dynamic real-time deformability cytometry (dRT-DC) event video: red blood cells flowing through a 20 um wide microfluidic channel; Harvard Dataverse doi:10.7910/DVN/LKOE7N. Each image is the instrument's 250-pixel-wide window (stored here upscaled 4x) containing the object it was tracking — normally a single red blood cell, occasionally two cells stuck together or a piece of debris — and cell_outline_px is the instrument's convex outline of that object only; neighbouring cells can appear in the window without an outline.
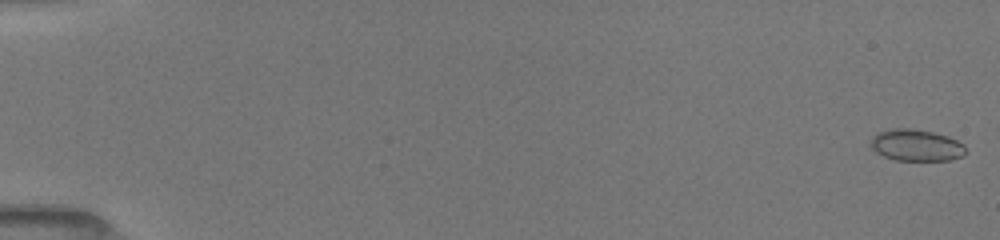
{"species": "common noctule bat (a hibernating species)", "species_latin": "Nyctalus noctula", "temperature_condition": "room temperature", "stored_images_in_passage": 60, "camera_frame_rate_fps": 3000, "um_per_image_px": 0.085, "animal": {"sex": "female", "body_mass_g": 19.5, "forearm_length_mm": 54.1}, "frame": {"image": 1, "passage_image": 1, "time_ms": 0.0, "image_size_px": [1000, 240], "cell_outline_px": [[968, 152], [964, 156], [948, 160], [896, 160], [884, 156], [876, 152], [872, 148], [872, 136], [876, 132], [892, 128], [912, 128], [932, 132], [948, 136], [964, 144]], "centroid_in_image_um": [77.91, 12.34], "position_along_channel_um": 7.1, "area_um2": 17.63}}
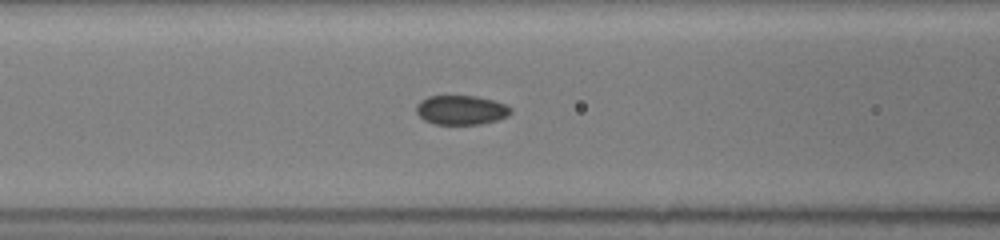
{"frame": {"image": 2, "passage_image": 34, "time_ms": 7.333, "image_size_px": [1000, 240], "cell_outline_px": [[512, 112], [508, 116], [496, 120], [480, 124], [432, 124], [424, 120], [416, 112], [416, 104], [420, 100], [428, 96], [476, 96], [492, 100], [504, 104], [512, 108]], "centroid_in_image_um": [39.17, 9.35], "position_along_channel_um": 127.4, "area_um2": 16.18}}
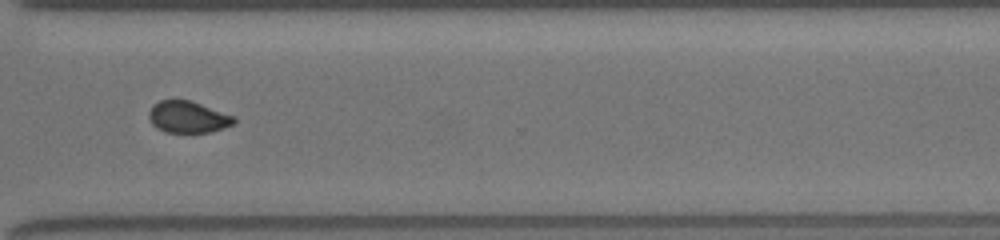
{"frame": {"image": 3, "passage_image": 59, "time_ms": 13.0, "image_size_px": [1000, 240], "cell_outline_px": [[236, 120], [232, 124], [224, 128], [212, 132], [164, 132], [156, 128], [152, 124], [148, 116], [148, 112], [152, 104], [160, 100], [192, 100], [236, 116]], "centroid_in_image_um": [15.97, 9.93], "position_along_channel_um": 354.6, "area_um2": 16.01}}